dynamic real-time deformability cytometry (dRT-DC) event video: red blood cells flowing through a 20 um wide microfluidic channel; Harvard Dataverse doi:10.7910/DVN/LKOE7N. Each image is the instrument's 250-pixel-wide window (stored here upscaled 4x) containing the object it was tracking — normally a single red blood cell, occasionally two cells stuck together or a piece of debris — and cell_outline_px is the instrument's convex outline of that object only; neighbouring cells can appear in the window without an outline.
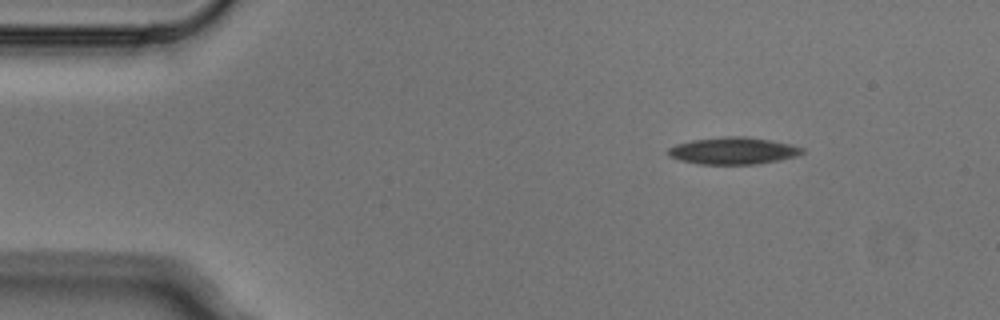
{"species": "Egyptian fruit bat (a non-hibernating species)", "species_latin": "Rousettus aegyptiacus", "temperature_condition": "cold", "stored_images_in_passage": 3, "camera_frame_rate_fps": 3000, "um_per_image_px": 0.085, "animal": {"sex": "male"}, "frame": {"image": 1, "passage_image": 1, "time_ms": 0.0, "image_size_px": [1000, 320], "cell_outline_px": [[804, 152], [796, 156], [780, 160], [756, 164], [700, 164], [680, 160], [668, 156], [668, 148], [676, 144], [692, 140], [724, 136], [744, 136], [772, 140], [792, 144], [804, 148]], "centroid_in_image_um": [62.34, 12.81], "position_along_channel_um": 22.7, "area_um2": 21.21}}
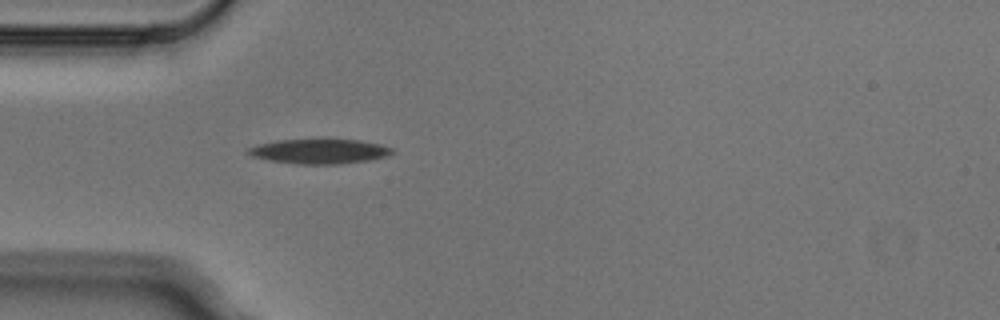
{"frame": {"image": 2, "passage_image": 3, "time_ms": 0.667, "image_size_px": [1000, 320], "cell_outline_px": [[392, 152], [388, 156], [368, 160], [336, 164], [296, 164], [268, 160], [252, 156], [244, 152], [248, 148], [256, 144], [276, 140], [360, 140], [380, 144], [392, 148]], "centroid_in_image_um": [27.09, 12.87], "position_along_channel_um": 57.9, "area_um2": 20.63}}